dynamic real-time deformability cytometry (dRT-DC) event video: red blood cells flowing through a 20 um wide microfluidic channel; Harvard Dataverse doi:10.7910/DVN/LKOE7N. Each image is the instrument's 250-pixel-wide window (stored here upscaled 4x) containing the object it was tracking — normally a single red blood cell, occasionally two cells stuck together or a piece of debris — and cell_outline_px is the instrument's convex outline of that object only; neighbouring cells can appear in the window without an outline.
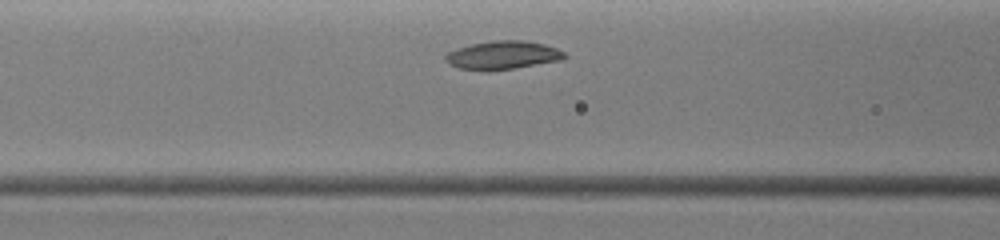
{"species": "common noctule bat (a hibernating species)", "species_latin": "Nyctalus noctula", "temperature_condition": "warm", "stored_images_in_passage": 5, "camera_frame_rate_fps": 3000, "um_per_image_px": 0.085, "animal": {"sex": "female", "body_mass_g": 19.0, "forearm_length_mm": 51.5}, "frame": {"image": 1, "passage_image": 4, "time_ms": 1.0, "image_size_px": [1000, 240], "cell_outline_px": [[568, 56], [560, 60], [488, 72], [460, 68], [444, 60], [444, 56], [448, 52], [456, 48], [468, 44], [492, 40], [524, 40], [544, 44], [556, 48], [564, 52]], "centroid_in_image_um": [42.69, 4.68], "position_along_channel_um": 123.9, "area_um2": 19.77}}